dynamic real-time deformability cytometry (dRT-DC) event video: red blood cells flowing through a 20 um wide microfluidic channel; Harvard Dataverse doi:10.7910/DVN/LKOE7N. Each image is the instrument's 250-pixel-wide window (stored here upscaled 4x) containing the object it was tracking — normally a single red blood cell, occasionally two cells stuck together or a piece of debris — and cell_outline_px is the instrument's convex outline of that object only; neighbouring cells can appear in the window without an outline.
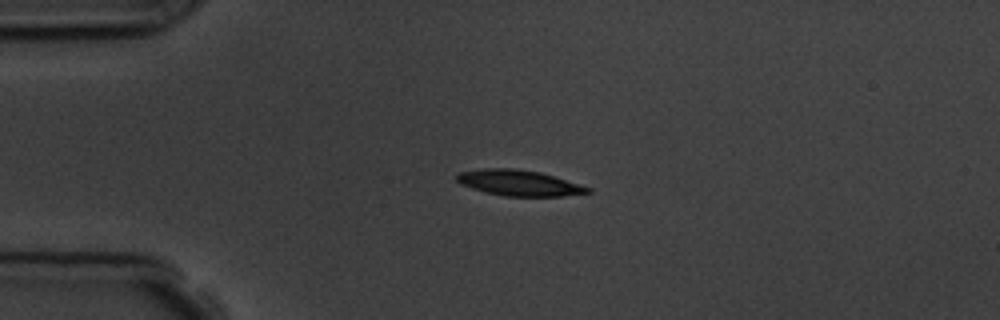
{"species": "common noctule bat (a hibernating species)", "species_latin": "Nyctalus noctula", "temperature_condition": "room temperature", "stored_images_in_passage": 4, "camera_frame_rate_fps": 3000, "um_per_image_px": 0.085, "animal": {"sex": "male", "body_mass_g": 19.5, "forearm_length_mm": 54.6}, "frame": {"image": 1, "passage_image": 1, "time_ms": 0.0, "image_size_px": [1000, 320], "cell_outline_px": [[592, 192], [560, 196], [504, 196], [472, 188], [460, 184], [456, 180], [456, 176], [460, 172], [484, 168], [512, 168], [540, 172], [592, 188]], "centroid_in_image_um": [44.11, 15.54], "position_along_channel_um": 40.9, "area_um2": 19.42}}